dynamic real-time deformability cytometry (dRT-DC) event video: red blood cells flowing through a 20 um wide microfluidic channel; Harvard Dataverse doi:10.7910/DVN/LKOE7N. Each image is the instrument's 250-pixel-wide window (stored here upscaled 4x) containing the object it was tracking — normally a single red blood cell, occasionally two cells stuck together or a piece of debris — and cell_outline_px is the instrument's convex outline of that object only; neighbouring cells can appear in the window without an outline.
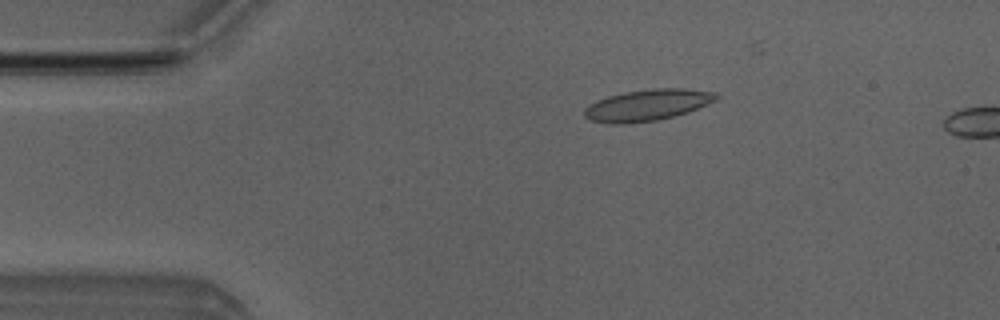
{"species": "Egyptian fruit bat (a non-hibernating species)", "species_latin": "Rousettus aegyptiacus", "temperature_condition": "room temperature", "stored_images_in_passage": 6, "camera_frame_rate_fps": 3000, "um_per_image_px": 0.085, "animal": {"sex": "male"}, "frame": {"image": 1, "passage_image": 3, "time_ms": 2.333, "image_size_px": [1000, 320], "cell_outline_px": [[720, 96], [716, 100], [688, 112], [656, 120], [628, 124], [608, 124], [588, 120], [584, 116], [584, 108], [588, 104], [596, 100], [608, 96], [624, 92], [656, 88], [684, 88], [716, 92]], "centroid_in_image_um": [54.98, 8.93], "position_along_channel_um": 30.0, "area_um2": 24.28}}